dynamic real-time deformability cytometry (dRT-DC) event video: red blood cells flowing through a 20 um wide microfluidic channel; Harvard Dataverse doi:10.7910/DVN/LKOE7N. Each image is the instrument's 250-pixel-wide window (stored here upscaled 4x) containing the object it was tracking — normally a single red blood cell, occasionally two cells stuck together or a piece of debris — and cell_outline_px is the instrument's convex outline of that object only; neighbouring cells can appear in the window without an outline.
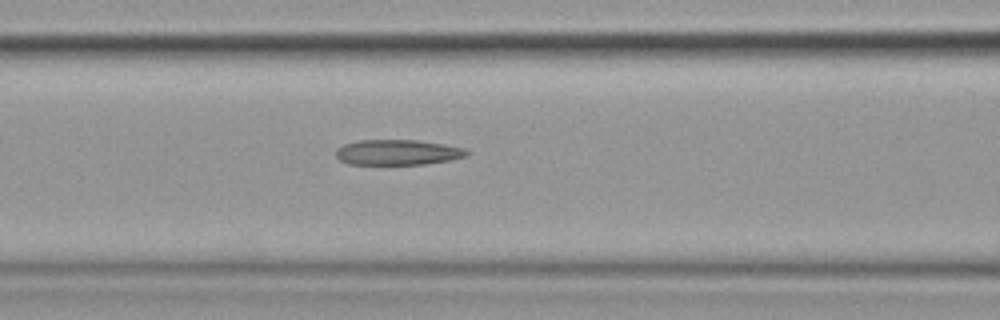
{"species": "common noctule bat (a hibernating species)", "species_latin": "Nyctalus noctula", "temperature_condition": "cold", "stored_images_in_passage": 6, "camera_frame_rate_fps": 3000, "um_per_image_px": 0.085, "animal": {"sex": "female", "body_mass_g": 19.9}, "frame": {"image": 1, "passage_image": 6, "time_ms": 6.667, "image_size_px": [1000, 320], "cell_outline_px": [[472, 152], [468, 156], [452, 160], [424, 164], [348, 164], [340, 160], [336, 156], [336, 148], [344, 144], [360, 140], [416, 140], [444, 144], [464, 148]], "centroid_in_image_um": [33.84, 12.95], "position_along_channel_um": 132.8, "area_um2": 19.48}}